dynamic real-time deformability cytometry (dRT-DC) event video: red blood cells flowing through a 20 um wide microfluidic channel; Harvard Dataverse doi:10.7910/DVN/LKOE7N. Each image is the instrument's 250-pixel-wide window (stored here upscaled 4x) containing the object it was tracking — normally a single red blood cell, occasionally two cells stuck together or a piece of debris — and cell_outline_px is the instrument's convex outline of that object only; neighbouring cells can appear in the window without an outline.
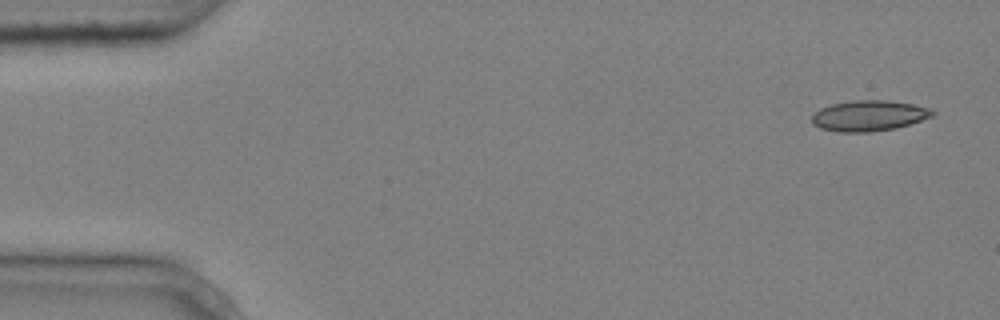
{"species": "common noctule bat (a hibernating species)", "species_latin": "Nyctalus noctula", "temperature_condition": "cold", "stored_images_in_passage": 4, "camera_frame_rate_fps": 3000, "um_per_image_px": 0.085, "animal": {"sex": "male", "body_mass_g": 20.4}, "frame": {"image": 1, "passage_image": 1, "time_ms": 0.0, "image_size_px": [1000, 320], "cell_outline_px": [[936, 112], [932, 116], [896, 128], [868, 132], [836, 132], [820, 128], [812, 124], [812, 116], [820, 108], [832, 104], [852, 100], [888, 100], [912, 104], [928, 108]], "centroid_in_image_um": [73.82, 9.83], "position_along_channel_um": 11.2, "area_um2": 21.44}}
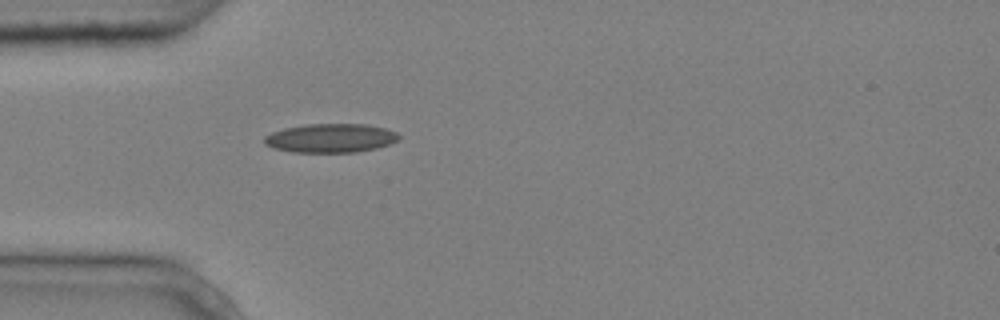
{"frame": {"image": 2, "passage_image": 4, "time_ms": 1.0, "image_size_px": [1000, 320], "cell_outline_px": [[400, 136], [396, 140], [388, 144], [376, 148], [356, 152], [292, 152], [276, 148], [264, 144], [264, 136], [272, 132], [284, 128], [304, 124], [364, 124], [384, 128], [396, 132]], "centroid_in_image_um": [28.07, 11.73], "position_along_channel_um": 56.9, "area_um2": 22.48}}